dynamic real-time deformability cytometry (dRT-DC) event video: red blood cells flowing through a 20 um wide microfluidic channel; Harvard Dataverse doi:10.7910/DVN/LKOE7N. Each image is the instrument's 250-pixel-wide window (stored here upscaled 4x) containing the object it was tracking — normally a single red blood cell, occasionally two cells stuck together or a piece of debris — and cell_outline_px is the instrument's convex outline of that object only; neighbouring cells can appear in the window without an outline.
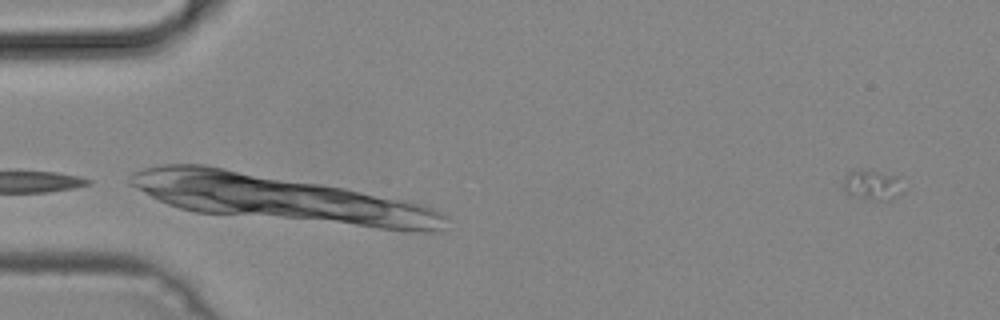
{"species": "common noctule bat (a hibernating species)", "species_latin": "Nyctalus noctula", "temperature_condition": "cold", "stored_images_in_passage": 36, "camera_frame_rate_fps": 3000, "um_per_image_px": 0.085, "animal": {"sex": "male", "body_mass_g": 19.2, "forearm_length_mm": 51.8}, "frame": {"image": 1, "passage_image": 1, "time_ms": 0.0, "image_size_px": [1000, 320], "cell_outline_px": [[900, 192], [896, 196], [888, 200], [872, 200], [848, 196], [844, 192], [844, 180], [848, 172], [856, 168], [896, 176]], "centroid_in_image_um": [74.01, 15.74], "position_along_channel_um": 11.0, "area_um2": 10.17}}